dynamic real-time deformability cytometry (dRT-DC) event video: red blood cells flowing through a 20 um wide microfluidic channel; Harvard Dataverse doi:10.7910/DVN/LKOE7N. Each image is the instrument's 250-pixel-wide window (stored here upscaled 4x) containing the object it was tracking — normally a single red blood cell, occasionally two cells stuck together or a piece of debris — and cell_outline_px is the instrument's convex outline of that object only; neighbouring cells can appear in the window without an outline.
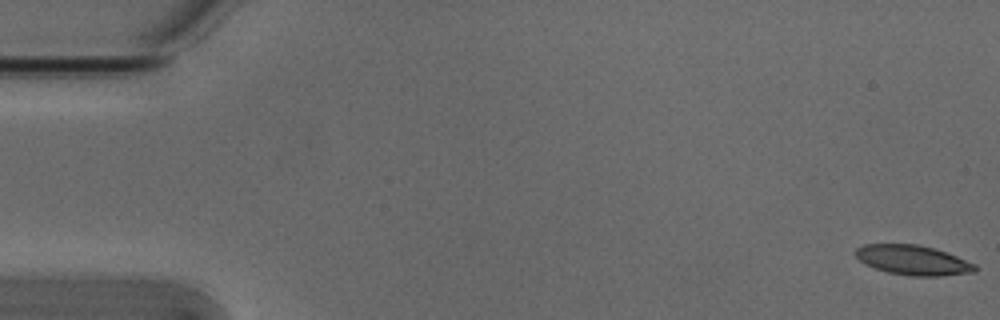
{"species": "Egyptian fruit bat (a non-hibernating species)", "species_latin": "Rousettus aegyptiacus", "temperature_condition": "cold", "stored_images_in_passage": 54, "camera_frame_rate_fps": 3000, "um_per_image_px": 0.085, "animal": {"sex": "male"}, "frame": {"image": 1, "passage_image": 1, "time_ms": 0.0, "image_size_px": [1000, 320], "cell_outline_px": [[976, 272], [940, 276], [912, 276], [888, 272], [864, 264], [856, 256], [856, 248], [864, 244], [916, 244], [948, 252], [976, 264]], "centroid_in_image_um": [77.63, 22.11], "position_along_channel_um": 7.4, "area_um2": 20.69}}
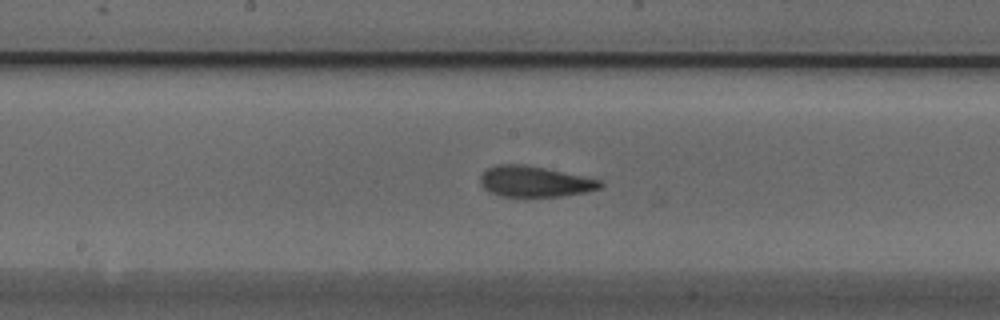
{"frame": {"image": 2, "passage_image": 28, "time_ms": 9.0, "image_size_px": [1000, 320], "cell_outline_px": [[604, 184], [600, 188], [584, 192], [560, 196], [500, 196], [484, 188], [480, 184], [480, 176], [488, 168], [496, 164], [528, 164], [604, 180]], "centroid_in_image_um": [45.48, 15.41], "position_along_channel_um": 202.7, "area_um2": 21.62}}
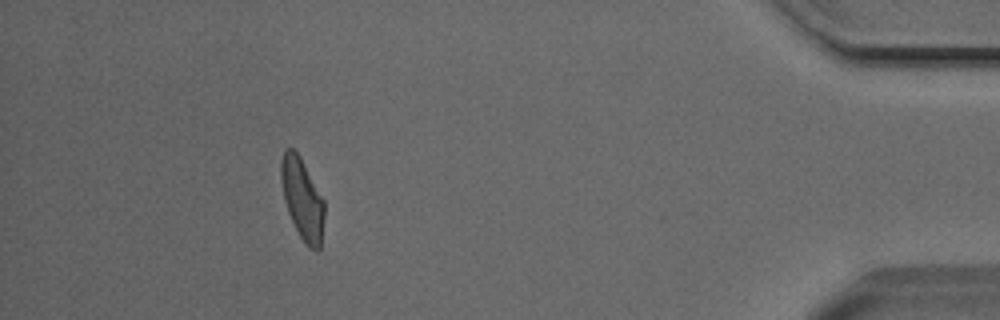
{"frame": {"image": 3, "passage_image": 49, "time_ms": 16.0, "image_size_px": [1000, 320], "cell_outline_px": [[324, 216], [320, 248], [316, 252], [308, 248], [300, 236], [288, 212], [284, 200], [280, 180], [280, 160], [284, 152], [288, 148], [292, 148], [300, 156], [324, 200]], "centroid_in_image_um": [25.69, 16.91], "position_along_channel_um": 409.5, "area_um2": 20.46}, "authors_computed_cell_mechanics": {"area_um2": 21.1548, "velocity_mm_per_s": 3.8053, "shape_relaxation_time_tau1_ms": 5.6801, "shape_relaxation_time_tau2_ms": 2.8768, "deformation_change_tau1": 0.1609, "deformation_change_tau2": 0.1047}}